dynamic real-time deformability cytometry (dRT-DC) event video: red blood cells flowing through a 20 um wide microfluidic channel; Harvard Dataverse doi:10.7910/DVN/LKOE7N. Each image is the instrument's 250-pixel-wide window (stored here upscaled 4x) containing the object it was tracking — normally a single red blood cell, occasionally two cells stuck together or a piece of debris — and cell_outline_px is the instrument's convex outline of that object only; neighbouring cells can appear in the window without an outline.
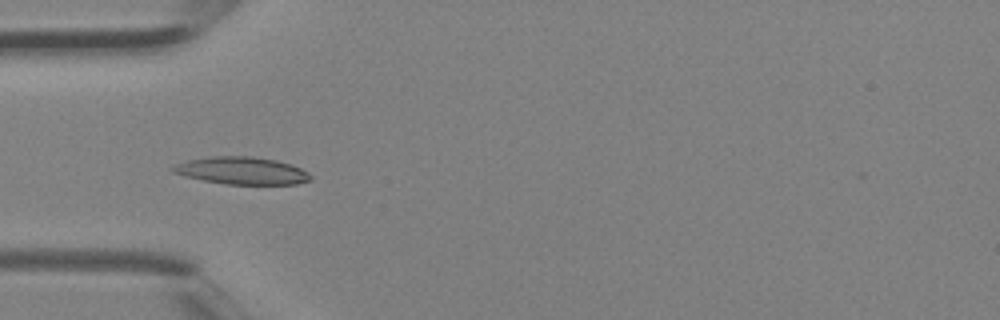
{"species": "Egyptian fruit bat (a non-hibernating species)", "species_latin": "Rousettus aegyptiacus", "temperature_condition": "room temperature", "stored_images_in_passage": 4, "camera_frame_rate_fps": 3000, "um_per_image_px": 0.085, "animal": {"sex": "female"}, "frame": {"image": 1, "passage_image": 4, "time_ms": 1.0, "image_size_px": [1000, 320], "cell_outline_px": [[312, 180], [296, 184], [224, 184], [184, 176], [172, 172], [172, 168], [176, 164], [188, 160], [212, 156], [252, 156], [276, 160], [292, 164], [308, 172], [312, 176]], "centroid_in_image_um": [20.58, 14.5], "position_along_channel_um": 64.4, "area_um2": 21.96}}